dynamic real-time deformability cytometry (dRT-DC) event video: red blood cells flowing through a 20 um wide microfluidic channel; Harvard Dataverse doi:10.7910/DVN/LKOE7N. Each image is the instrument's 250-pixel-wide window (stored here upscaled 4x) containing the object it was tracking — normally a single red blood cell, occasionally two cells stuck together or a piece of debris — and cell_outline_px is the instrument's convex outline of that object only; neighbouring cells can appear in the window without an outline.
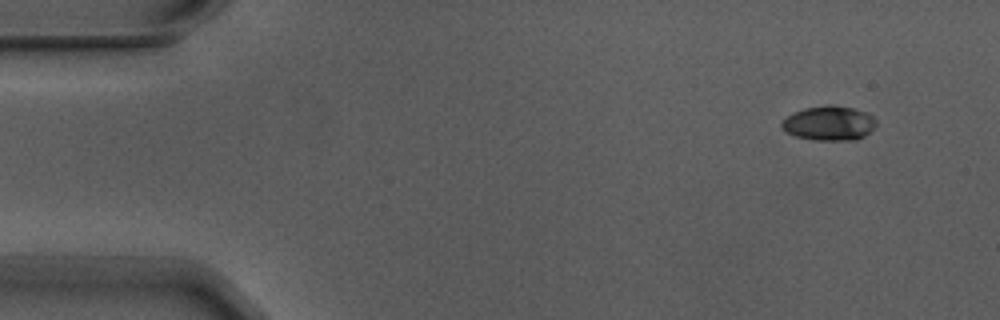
{"species": "Egyptian fruit bat (a non-hibernating species)", "species_latin": "Rousettus aegyptiacus", "temperature_condition": "warm", "stored_images_in_passage": 6, "camera_frame_rate_fps": 3000, "um_per_image_px": 0.085, "animal": {"sex": "male"}, "frame": {"image": 1, "passage_image": 2, "time_ms": 0.333, "image_size_px": [1000, 320], "cell_outline_px": [[876, 124], [864, 136], [856, 140], [816, 140], [796, 136], [780, 128], [780, 120], [792, 112], [804, 108], [828, 104], [832, 104], [852, 108], [864, 112], [872, 116], [876, 120]], "centroid_in_image_um": [70.41, 10.46], "position_along_channel_um": 14.6, "area_um2": 19.07}}